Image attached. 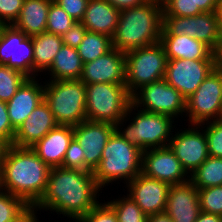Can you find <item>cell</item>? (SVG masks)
Masks as SVG:
<instances>
[{"label":"cell","instance_id":"obj_4","mask_svg":"<svg viewBox=\"0 0 222 222\" xmlns=\"http://www.w3.org/2000/svg\"><path fill=\"white\" fill-rule=\"evenodd\" d=\"M142 153V150L128 143L115 130L103 149L98 166L93 171L98 186L103 191L108 189V192L114 191L115 185V190H118L119 186L120 189L124 187L141 173Z\"/></svg>","mask_w":222,"mask_h":222},{"label":"cell","instance_id":"obj_39","mask_svg":"<svg viewBox=\"0 0 222 222\" xmlns=\"http://www.w3.org/2000/svg\"><path fill=\"white\" fill-rule=\"evenodd\" d=\"M24 0H0V25H13L18 19Z\"/></svg>","mask_w":222,"mask_h":222},{"label":"cell","instance_id":"obj_36","mask_svg":"<svg viewBox=\"0 0 222 222\" xmlns=\"http://www.w3.org/2000/svg\"><path fill=\"white\" fill-rule=\"evenodd\" d=\"M164 16L190 17L203 13L195 7V0H163Z\"/></svg>","mask_w":222,"mask_h":222},{"label":"cell","instance_id":"obj_8","mask_svg":"<svg viewBox=\"0 0 222 222\" xmlns=\"http://www.w3.org/2000/svg\"><path fill=\"white\" fill-rule=\"evenodd\" d=\"M126 88L133 95L147 84L164 79L168 58L161 42L125 53Z\"/></svg>","mask_w":222,"mask_h":222},{"label":"cell","instance_id":"obj_22","mask_svg":"<svg viewBox=\"0 0 222 222\" xmlns=\"http://www.w3.org/2000/svg\"><path fill=\"white\" fill-rule=\"evenodd\" d=\"M73 138V126L57 125L31 148L50 168L62 167L66 151Z\"/></svg>","mask_w":222,"mask_h":222},{"label":"cell","instance_id":"obj_26","mask_svg":"<svg viewBox=\"0 0 222 222\" xmlns=\"http://www.w3.org/2000/svg\"><path fill=\"white\" fill-rule=\"evenodd\" d=\"M84 63L76 48L62 45L51 67L41 77L44 81L80 79Z\"/></svg>","mask_w":222,"mask_h":222},{"label":"cell","instance_id":"obj_11","mask_svg":"<svg viewBox=\"0 0 222 222\" xmlns=\"http://www.w3.org/2000/svg\"><path fill=\"white\" fill-rule=\"evenodd\" d=\"M132 103L144 111L171 116L179 123L185 121L186 98L164 79L142 86L132 95Z\"/></svg>","mask_w":222,"mask_h":222},{"label":"cell","instance_id":"obj_5","mask_svg":"<svg viewBox=\"0 0 222 222\" xmlns=\"http://www.w3.org/2000/svg\"><path fill=\"white\" fill-rule=\"evenodd\" d=\"M178 123L171 116L144 111L132 103L116 130L128 143L146 151L168 146Z\"/></svg>","mask_w":222,"mask_h":222},{"label":"cell","instance_id":"obj_29","mask_svg":"<svg viewBox=\"0 0 222 222\" xmlns=\"http://www.w3.org/2000/svg\"><path fill=\"white\" fill-rule=\"evenodd\" d=\"M118 191H120V195ZM118 191H114L118 194L115 195V198L113 195H110L111 193H106V191L104 192L106 195L105 197L108 198L106 199L103 197V199H105L106 202L115 210L118 222H147L148 216L143 213L136 202L125 192L123 193V190L122 192L121 189Z\"/></svg>","mask_w":222,"mask_h":222},{"label":"cell","instance_id":"obj_17","mask_svg":"<svg viewBox=\"0 0 222 222\" xmlns=\"http://www.w3.org/2000/svg\"><path fill=\"white\" fill-rule=\"evenodd\" d=\"M116 126L109 123L85 120L73 127L74 139L81 145L85 165L93 172L98 166L103 149Z\"/></svg>","mask_w":222,"mask_h":222},{"label":"cell","instance_id":"obj_10","mask_svg":"<svg viewBox=\"0 0 222 222\" xmlns=\"http://www.w3.org/2000/svg\"><path fill=\"white\" fill-rule=\"evenodd\" d=\"M222 70L217 67L203 80L197 90L186 99L185 124H202L221 120Z\"/></svg>","mask_w":222,"mask_h":222},{"label":"cell","instance_id":"obj_47","mask_svg":"<svg viewBox=\"0 0 222 222\" xmlns=\"http://www.w3.org/2000/svg\"><path fill=\"white\" fill-rule=\"evenodd\" d=\"M9 147V144L3 140L2 138H0V171H1V166H2V162H3V158L5 156V153L7 151Z\"/></svg>","mask_w":222,"mask_h":222},{"label":"cell","instance_id":"obj_18","mask_svg":"<svg viewBox=\"0 0 222 222\" xmlns=\"http://www.w3.org/2000/svg\"><path fill=\"white\" fill-rule=\"evenodd\" d=\"M80 80L85 84H125V53L112 48L94 61L84 63Z\"/></svg>","mask_w":222,"mask_h":222},{"label":"cell","instance_id":"obj_44","mask_svg":"<svg viewBox=\"0 0 222 222\" xmlns=\"http://www.w3.org/2000/svg\"><path fill=\"white\" fill-rule=\"evenodd\" d=\"M118 10L133 8L144 4L148 0H106Z\"/></svg>","mask_w":222,"mask_h":222},{"label":"cell","instance_id":"obj_14","mask_svg":"<svg viewBox=\"0 0 222 222\" xmlns=\"http://www.w3.org/2000/svg\"><path fill=\"white\" fill-rule=\"evenodd\" d=\"M216 68V60H168L164 80L186 99Z\"/></svg>","mask_w":222,"mask_h":222},{"label":"cell","instance_id":"obj_7","mask_svg":"<svg viewBox=\"0 0 222 222\" xmlns=\"http://www.w3.org/2000/svg\"><path fill=\"white\" fill-rule=\"evenodd\" d=\"M85 87L87 120L116 126L132 104V95L125 84L92 83Z\"/></svg>","mask_w":222,"mask_h":222},{"label":"cell","instance_id":"obj_37","mask_svg":"<svg viewBox=\"0 0 222 222\" xmlns=\"http://www.w3.org/2000/svg\"><path fill=\"white\" fill-rule=\"evenodd\" d=\"M77 222H118V218L115 210L104 199H102Z\"/></svg>","mask_w":222,"mask_h":222},{"label":"cell","instance_id":"obj_19","mask_svg":"<svg viewBox=\"0 0 222 222\" xmlns=\"http://www.w3.org/2000/svg\"><path fill=\"white\" fill-rule=\"evenodd\" d=\"M44 100V80L27 78L8 101L7 112L12 127L17 130L32 111Z\"/></svg>","mask_w":222,"mask_h":222},{"label":"cell","instance_id":"obj_38","mask_svg":"<svg viewBox=\"0 0 222 222\" xmlns=\"http://www.w3.org/2000/svg\"><path fill=\"white\" fill-rule=\"evenodd\" d=\"M65 169H79L83 171H91L85 165L84 152L81 145L73 138L66 151L65 158L62 163Z\"/></svg>","mask_w":222,"mask_h":222},{"label":"cell","instance_id":"obj_48","mask_svg":"<svg viewBox=\"0 0 222 222\" xmlns=\"http://www.w3.org/2000/svg\"><path fill=\"white\" fill-rule=\"evenodd\" d=\"M216 55V67L222 70V39L220 41L219 47L215 52Z\"/></svg>","mask_w":222,"mask_h":222},{"label":"cell","instance_id":"obj_28","mask_svg":"<svg viewBox=\"0 0 222 222\" xmlns=\"http://www.w3.org/2000/svg\"><path fill=\"white\" fill-rule=\"evenodd\" d=\"M32 207L22 198L0 188V222H32Z\"/></svg>","mask_w":222,"mask_h":222},{"label":"cell","instance_id":"obj_24","mask_svg":"<svg viewBox=\"0 0 222 222\" xmlns=\"http://www.w3.org/2000/svg\"><path fill=\"white\" fill-rule=\"evenodd\" d=\"M120 10L116 9L106 0H89L85 15L81 23L86 27L87 31L102 33L113 37L118 20Z\"/></svg>","mask_w":222,"mask_h":222},{"label":"cell","instance_id":"obj_13","mask_svg":"<svg viewBox=\"0 0 222 222\" xmlns=\"http://www.w3.org/2000/svg\"><path fill=\"white\" fill-rule=\"evenodd\" d=\"M0 65H6L34 78L32 37L13 25H0Z\"/></svg>","mask_w":222,"mask_h":222},{"label":"cell","instance_id":"obj_16","mask_svg":"<svg viewBox=\"0 0 222 222\" xmlns=\"http://www.w3.org/2000/svg\"><path fill=\"white\" fill-rule=\"evenodd\" d=\"M170 185L140 173L121 190L131 197L146 216L164 212Z\"/></svg>","mask_w":222,"mask_h":222},{"label":"cell","instance_id":"obj_23","mask_svg":"<svg viewBox=\"0 0 222 222\" xmlns=\"http://www.w3.org/2000/svg\"><path fill=\"white\" fill-rule=\"evenodd\" d=\"M168 60H216L215 53L202 41L188 35H161Z\"/></svg>","mask_w":222,"mask_h":222},{"label":"cell","instance_id":"obj_49","mask_svg":"<svg viewBox=\"0 0 222 222\" xmlns=\"http://www.w3.org/2000/svg\"><path fill=\"white\" fill-rule=\"evenodd\" d=\"M42 216V220H39L40 218L39 217H33V219H32V222H44L43 220H45L46 221V219H44L45 218V215H41ZM51 222H52V219L50 220ZM49 221V222H50ZM48 222V221H47ZM54 222H60L59 220L58 221H56V220H54ZM73 222V221H72Z\"/></svg>","mask_w":222,"mask_h":222},{"label":"cell","instance_id":"obj_40","mask_svg":"<svg viewBox=\"0 0 222 222\" xmlns=\"http://www.w3.org/2000/svg\"><path fill=\"white\" fill-rule=\"evenodd\" d=\"M76 22H81L89 0H53Z\"/></svg>","mask_w":222,"mask_h":222},{"label":"cell","instance_id":"obj_32","mask_svg":"<svg viewBox=\"0 0 222 222\" xmlns=\"http://www.w3.org/2000/svg\"><path fill=\"white\" fill-rule=\"evenodd\" d=\"M28 77L6 65H0V101L8 102Z\"/></svg>","mask_w":222,"mask_h":222},{"label":"cell","instance_id":"obj_2","mask_svg":"<svg viewBox=\"0 0 222 222\" xmlns=\"http://www.w3.org/2000/svg\"><path fill=\"white\" fill-rule=\"evenodd\" d=\"M50 167L31 147L9 145L0 171V188L33 207L43 196Z\"/></svg>","mask_w":222,"mask_h":222},{"label":"cell","instance_id":"obj_50","mask_svg":"<svg viewBox=\"0 0 222 222\" xmlns=\"http://www.w3.org/2000/svg\"><path fill=\"white\" fill-rule=\"evenodd\" d=\"M220 13L222 15V0H221V8H220Z\"/></svg>","mask_w":222,"mask_h":222},{"label":"cell","instance_id":"obj_3","mask_svg":"<svg viewBox=\"0 0 222 222\" xmlns=\"http://www.w3.org/2000/svg\"><path fill=\"white\" fill-rule=\"evenodd\" d=\"M163 16L162 2L158 0L121 10L112 37L113 48L126 53L160 42Z\"/></svg>","mask_w":222,"mask_h":222},{"label":"cell","instance_id":"obj_6","mask_svg":"<svg viewBox=\"0 0 222 222\" xmlns=\"http://www.w3.org/2000/svg\"><path fill=\"white\" fill-rule=\"evenodd\" d=\"M86 96L80 79L44 81V100L58 125L74 127L87 119Z\"/></svg>","mask_w":222,"mask_h":222},{"label":"cell","instance_id":"obj_41","mask_svg":"<svg viewBox=\"0 0 222 222\" xmlns=\"http://www.w3.org/2000/svg\"><path fill=\"white\" fill-rule=\"evenodd\" d=\"M87 32L86 27L81 22H75L73 26L61 35L63 45L77 48Z\"/></svg>","mask_w":222,"mask_h":222},{"label":"cell","instance_id":"obj_46","mask_svg":"<svg viewBox=\"0 0 222 222\" xmlns=\"http://www.w3.org/2000/svg\"><path fill=\"white\" fill-rule=\"evenodd\" d=\"M147 222H173L171 217L164 211L148 216Z\"/></svg>","mask_w":222,"mask_h":222},{"label":"cell","instance_id":"obj_34","mask_svg":"<svg viewBox=\"0 0 222 222\" xmlns=\"http://www.w3.org/2000/svg\"><path fill=\"white\" fill-rule=\"evenodd\" d=\"M200 210L222 216V185L198 189Z\"/></svg>","mask_w":222,"mask_h":222},{"label":"cell","instance_id":"obj_31","mask_svg":"<svg viewBox=\"0 0 222 222\" xmlns=\"http://www.w3.org/2000/svg\"><path fill=\"white\" fill-rule=\"evenodd\" d=\"M113 48L112 38L108 35L87 31L76 48L83 63L96 60Z\"/></svg>","mask_w":222,"mask_h":222},{"label":"cell","instance_id":"obj_42","mask_svg":"<svg viewBox=\"0 0 222 222\" xmlns=\"http://www.w3.org/2000/svg\"><path fill=\"white\" fill-rule=\"evenodd\" d=\"M16 130L12 127L9 114L7 112V104L0 101V138L12 145Z\"/></svg>","mask_w":222,"mask_h":222},{"label":"cell","instance_id":"obj_20","mask_svg":"<svg viewBox=\"0 0 222 222\" xmlns=\"http://www.w3.org/2000/svg\"><path fill=\"white\" fill-rule=\"evenodd\" d=\"M165 212L173 222H195L201 212L197 187L190 180L170 185Z\"/></svg>","mask_w":222,"mask_h":222},{"label":"cell","instance_id":"obj_1","mask_svg":"<svg viewBox=\"0 0 222 222\" xmlns=\"http://www.w3.org/2000/svg\"><path fill=\"white\" fill-rule=\"evenodd\" d=\"M104 196V191L98 186L92 171L53 167L49 172L46 190L32 207V213L34 217L42 219L40 215L46 212L44 214L49 215V221L57 215L56 218L60 217L61 222H77Z\"/></svg>","mask_w":222,"mask_h":222},{"label":"cell","instance_id":"obj_33","mask_svg":"<svg viewBox=\"0 0 222 222\" xmlns=\"http://www.w3.org/2000/svg\"><path fill=\"white\" fill-rule=\"evenodd\" d=\"M76 21L54 1L51 2L48 12L46 32L62 35L67 32Z\"/></svg>","mask_w":222,"mask_h":222},{"label":"cell","instance_id":"obj_35","mask_svg":"<svg viewBox=\"0 0 222 222\" xmlns=\"http://www.w3.org/2000/svg\"><path fill=\"white\" fill-rule=\"evenodd\" d=\"M199 125L206 134L209 156L222 157V120L208 121Z\"/></svg>","mask_w":222,"mask_h":222},{"label":"cell","instance_id":"obj_15","mask_svg":"<svg viewBox=\"0 0 222 222\" xmlns=\"http://www.w3.org/2000/svg\"><path fill=\"white\" fill-rule=\"evenodd\" d=\"M141 173L169 185L181 184L190 180V175L169 146L143 151Z\"/></svg>","mask_w":222,"mask_h":222},{"label":"cell","instance_id":"obj_30","mask_svg":"<svg viewBox=\"0 0 222 222\" xmlns=\"http://www.w3.org/2000/svg\"><path fill=\"white\" fill-rule=\"evenodd\" d=\"M190 181L197 189L222 185V157L209 156L190 174Z\"/></svg>","mask_w":222,"mask_h":222},{"label":"cell","instance_id":"obj_9","mask_svg":"<svg viewBox=\"0 0 222 222\" xmlns=\"http://www.w3.org/2000/svg\"><path fill=\"white\" fill-rule=\"evenodd\" d=\"M161 35H188L202 41L215 53L222 39V15L214 11L190 17L163 16Z\"/></svg>","mask_w":222,"mask_h":222},{"label":"cell","instance_id":"obj_12","mask_svg":"<svg viewBox=\"0 0 222 222\" xmlns=\"http://www.w3.org/2000/svg\"><path fill=\"white\" fill-rule=\"evenodd\" d=\"M168 146L189 175L209 157L206 134L199 124L179 123Z\"/></svg>","mask_w":222,"mask_h":222},{"label":"cell","instance_id":"obj_45","mask_svg":"<svg viewBox=\"0 0 222 222\" xmlns=\"http://www.w3.org/2000/svg\"><path fill=\"white\" fill-rule=\"evenodd\" d=\"M195 222H222V216L201 211Z\"/></svg>","mask_w":222,"mask_h":222},{"label":"cell","instance_id":"obj_21","mask_svg":"<svg viewBox=\"0 0 222 222\" xmlns=\"http://www.w3.org/2000/svg\"><path fill=\"white\" fill-rule=\"evenodd\" d=\"M57 125L49 105L43 100L16 130L12 145L32 147Z\"/></svg>","mask_w":222,"mask_h":222},{"label":"cell","instance_id":"obj_43","mask_svg":"<svg viewBox=\"0 0 222 222\" xmlns=\"http://www.w3.org/2000/svg\"><path fill=\"white\" fill-rule=\"evenodd\" d=\"M195 7H199L202 12L220 11L221 0H195Z\"/></svg>","mask_w":222,"mask_h":222},{"label":"cell","instance_id":"obj_27","mask_svg":"<svg viewBox=\"0 0 222 222\" xmlns=\"http://www.w3.org/2000/svg\"><path fill=\"white\" fill-rule=\"evenodd\" d=\"M34 49V78L42 75L51 67L55 56L63 45L60 35L43 32L32 37Z\"/></svg>","mask_w":222,"mask_h":222},{"label":"cell","instance_id":"obj_25","mask_svg":"<svg viewBox=\"0 0 222 222\" xmlns=\"http://www.w3.org/2000/svg\"><path fill=\"white\" fill-rule=\"evenodd\" d=\"M53 0H24L18 19L13 26L33 37L46 32L48 12Z\"/></svg>","mask_w":222,"mask_h":222}]
</instances>
